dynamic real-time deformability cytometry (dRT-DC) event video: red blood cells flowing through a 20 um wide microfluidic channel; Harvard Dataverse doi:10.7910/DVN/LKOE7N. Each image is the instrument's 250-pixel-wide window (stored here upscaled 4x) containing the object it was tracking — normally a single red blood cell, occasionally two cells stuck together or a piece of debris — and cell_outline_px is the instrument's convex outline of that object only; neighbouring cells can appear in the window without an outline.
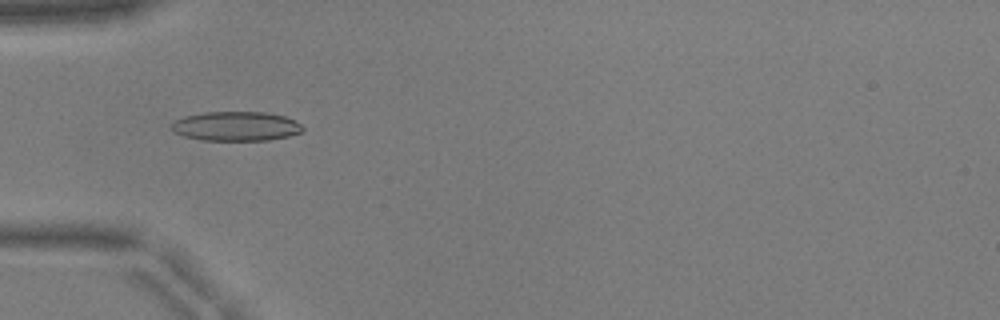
{"species": "common noctule bat (a hibernating species)", "species_latin": "Nyctalus noctula", "temperature_condition": "warm", "stored_images_in_passage": 41, "camera_frame_rate_fps": 3000, "um_per_image_px": 0.085, "animal": {"sex": "male", "body_mass_g": 17.9, "forearm_length_mm": 54.2}, "frame": {"image": 1, "passage_image": 7, "time_ms": 2.0, "image_size_px": [1000, 320], "cell_outline_px": [[304, 128], [300, 132], [288, 136], [268, 140], [204, 140], [184, 136], [176, 132], [172, 128], [172, 124], [176, 120], [184, 116], [204, 112], [264, 112], [284, 116], [300, 124]], "centroid_in_image_um": [20.06, 10.72], "position_along_channel_um": 64.9, "area_um2": 22.14}}
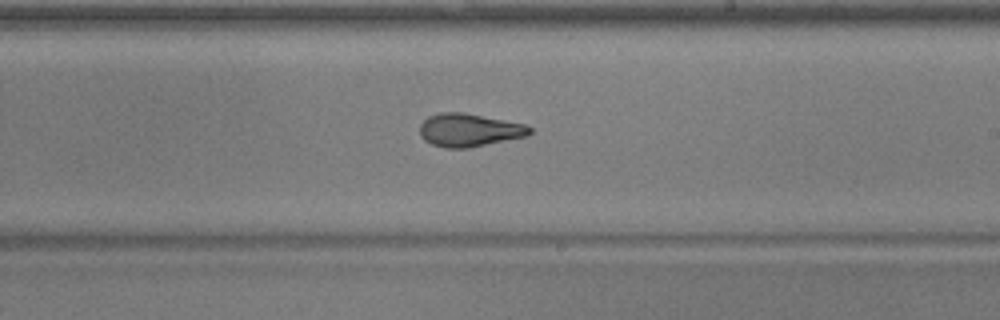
{"frame": {"image": 2, "passage_image": 21, "time_ms": 6.667, "image_size_px": [1000, 320], "cell_outline_px": [[532, 132], [528, 136], [468, 148], [444, 148], [432, 144], [424, 140], [420, 136], [420, 124], [428, 116], [440, 112], [464, 112], [524, 124], [532, 128]], "centroid_in_image_um": [39.87, 11.06], "position_along_channel_um": 249.1, "area_um2": 21.27}}
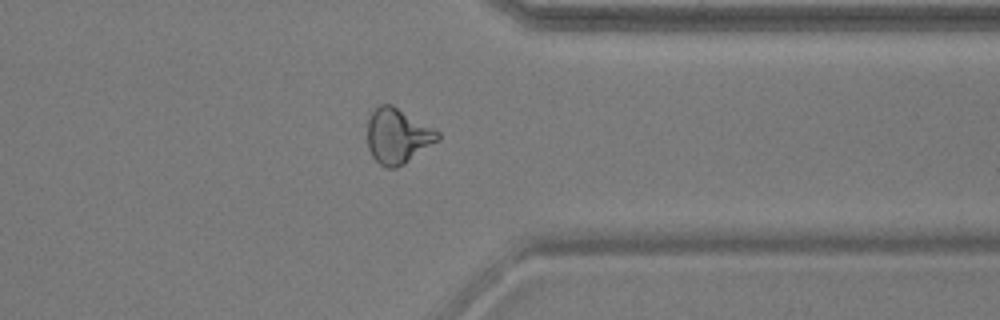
{"frame": {"image": 3, "passage_image": 31, "time_ms": 10.0, "image_size_px": [1000, 320], "cell_outline_px": [[440, 140], [404, 164], [396, 168], [388, 168], [380, 164], [372, 156], [368, 148], [368, 120], [372, 112], [380, 104], [392, 104], [436, 128], [440, 132]], "centroid_in_image_um": [33.84, 11.55], "position_along_channel_um": 377.6, "area_um2": 22.83}, "authors_computed_cell_mechanics": {"area_um2": 21.5594, "velocity_mm_per_s": 3.9692, "shape_relaxation_time_tau1_ms": 7.3297, "shape_relaxation_time_tau2_ms": 1.8124, "deformation_change_tau1": 0.2006, "deformation_change_tau2": 0.0998}}